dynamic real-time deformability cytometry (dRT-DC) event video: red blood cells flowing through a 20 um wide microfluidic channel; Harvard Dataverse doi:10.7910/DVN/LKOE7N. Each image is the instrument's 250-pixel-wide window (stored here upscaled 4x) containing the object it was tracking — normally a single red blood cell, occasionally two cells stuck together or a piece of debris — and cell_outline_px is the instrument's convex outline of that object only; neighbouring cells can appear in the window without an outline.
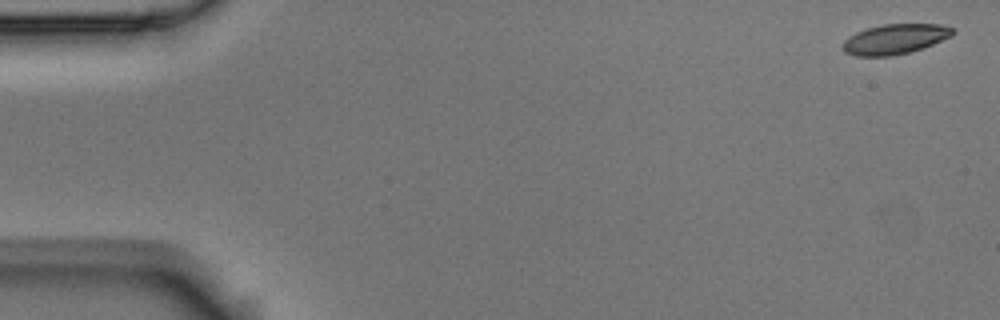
{"species": "Egyptian fruit bat (a non-hibernating species)", "species_latin": "Rousettus aegyptiacus", "temperature_condition": "room temperature", "stored_images_in_passage": 4, "camera_frame_rate_fps": 3000, "um_per_image_px": 0.085, "animal": {"sex": "male"}, "frame": {"image": 1, "passage_image": 1, "time_ms": 0.0, "image_size_px": [1000, 320], "cell_outline_px": [[956, 32], [952, 36], [932, 44], [908, 52], [892, 56], [856, 56], [844, 52], [840, 48], [844, 40], [848, 36], [856, 32], [868, 28], [884, 24], [940, 24], [956, 28]], "centroid_in_image_um": [76.06, 3.32], "position_along_channel_um": 8.9, "area_um2": 19.36}}